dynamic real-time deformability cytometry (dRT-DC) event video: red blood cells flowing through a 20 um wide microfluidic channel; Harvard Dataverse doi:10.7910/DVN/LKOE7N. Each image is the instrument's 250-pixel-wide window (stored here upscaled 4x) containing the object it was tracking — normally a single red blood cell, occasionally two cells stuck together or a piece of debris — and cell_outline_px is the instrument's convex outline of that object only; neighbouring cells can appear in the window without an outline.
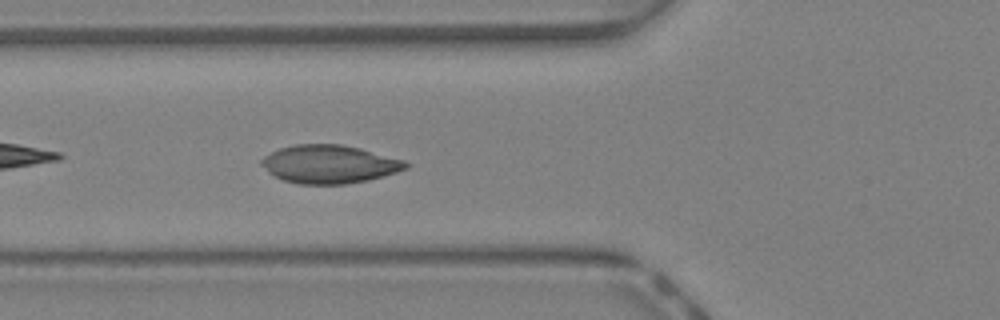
{"species": "Egyptian fruit bat (a non-hibernating species)", "species_latin": "Rousettus aegyptiacus", "temperature_condition": "warm", "stored_images_in_passage": 28, "camera_frame_rate_fps": 3000, "um_per_image_px": 0.085, "animal": {"sex": "female"}, "frame": {"image": 1, "passage_image": 4, "time_ms": 1.0, "image_size_px": [1000, 320], "cell_outline_px": [[412, 164], [408, 168], [396, 172], [368, 180], [344, 184], [300, 184], [284, 180], [268, 172], [260, 164], [260, 160], [264, 156], [280, 148], [296, 144], [340, 144], [360, 148], [404, 160]], "centroid_in_image_um": [28.01, 13.95], "position_along_channel_um": 97.8, "area_um2": 32.08}}
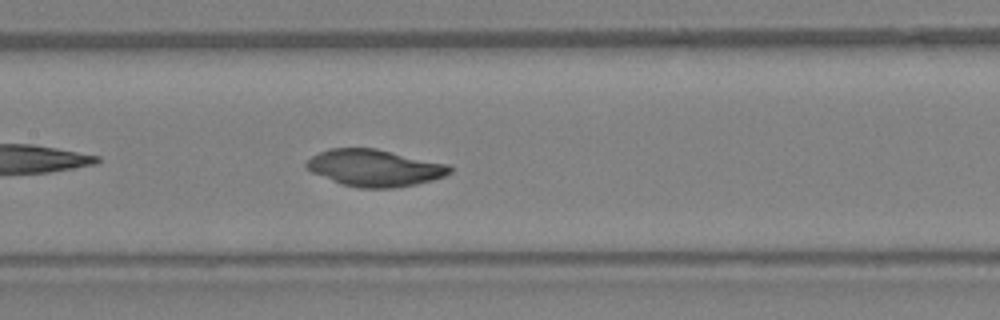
{"frame": {"image": 2, "passage_image": 9, "time_ms": 2.667, "image_size_px": [1000, 320], "cell_outline_px": [[452, 172], [444, 176], [432, 180], [416, 184], [392, 188], [360, 188], [340, 184], [312, 172], [304, 168], [304, 164], [312, 156], [328, 148], [376, 148], [448, 164], [452, 168]], "centroid_in_image_um": [31.82, 14.27], "position_along_channel_um": 175.6, "area_um2": 30.87}}
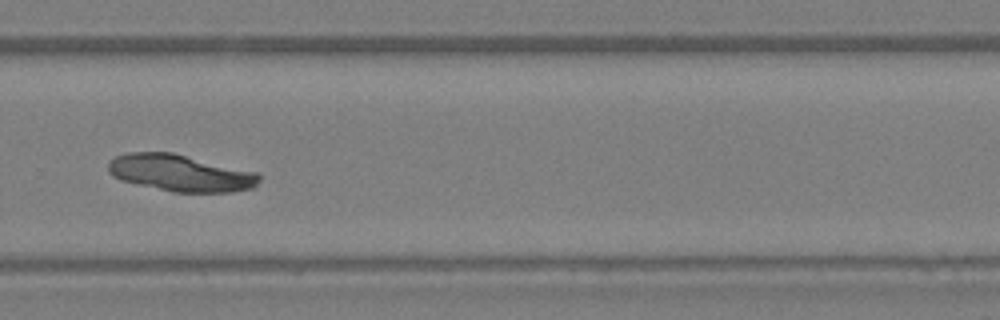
{"frame": {"image": 3, "passage_image": 18, "time_ms": 5.667, "image_size_px": [1000, 320], "cell_outline_px": [[260, 180], [252, 188], [228, 192], [172, 192], [120, 180], [112, 176], [108, 172], [108, 164], [116, 156], [128, 152], [172, 152], [256, 172], [260, 176]], "centroid_in_image_um": [15.31, 14.7], "position_along_channel_um": 314.5, "area_um2": 32.19}}